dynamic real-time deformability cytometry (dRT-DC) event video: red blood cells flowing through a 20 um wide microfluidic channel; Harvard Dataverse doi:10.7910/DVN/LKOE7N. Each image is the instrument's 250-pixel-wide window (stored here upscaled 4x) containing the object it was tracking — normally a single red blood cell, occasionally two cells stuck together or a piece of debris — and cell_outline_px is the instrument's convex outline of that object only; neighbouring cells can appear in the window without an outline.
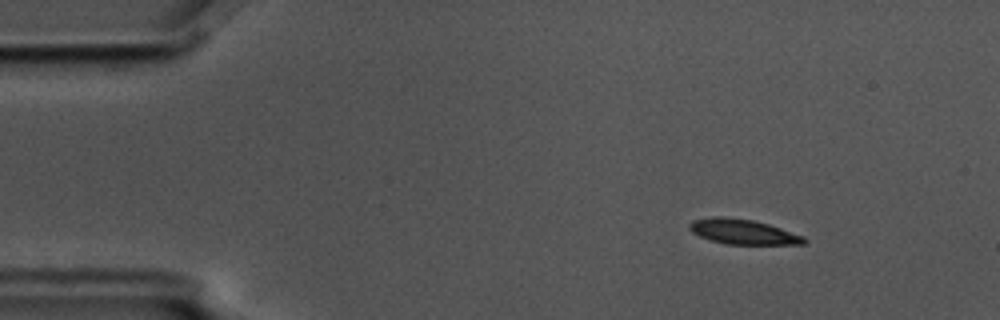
{"species": "common noctule bat (a hibernating species)", "species_latin": "Nyctalus noctula", "temperature_condition": "cold", "stored_images_in_passage": 51, "camera_frame_rate_fps": 3000, "um_per_image_px": 0.085, "animal": {"sex": "male", "body_mass_g": 17.5, "forearm_length_mm": 52.3}, "frame": {"image": 1, "passage_image": 2, "time_ms": 0.333, "image_size_px": [1000, 320], "cell_outline_px": [[808, 240], [804, 244], [724, 244], [700, 236], [692, 232], [688, 228], [688, 224], [692, 220], [712, 216], [724, 216], [752, 220], [768, 224], [804, 236]], "centroid_in_image_um": [63.13, 19.69], "position_along_channel_um": 21.9, "area_um2": 16.7}}
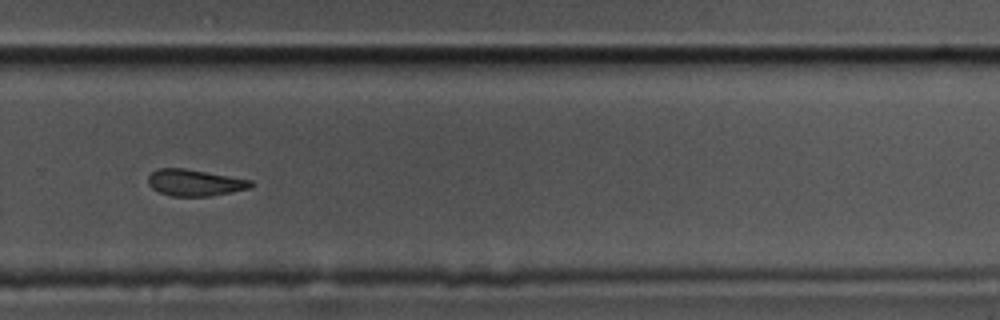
{"frame": {"image": 2, "passage_image": 33, "time_ms": 10.667, "image_size_px": [1000, 320], "cell_outline_px": [[256, 184], [252, 188], [212, 196], [172, 196], [160, 192], [152, 188], [148, 184], [148, 176], [152, 172], [160, 168], [184, 168], [252, 180]], "centroid_in_image_um": [16.6, 15.53], "position_along_channel_um": 313.2, "area_um2": 15.95}}
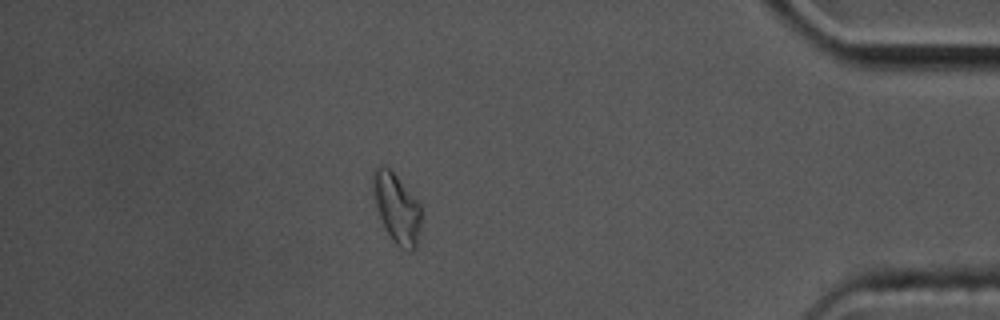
{"frame": {"image": 3, "passage_image": 44, "time_ms": 14.333, "image_size_px": [1000, 320], "cell_outline_px": [[420, 232], [416, 248], [412, 252], [408, 252], [400, 248], [392, 240], [384, 228], [376, 208], [372, 188], [372, 172], [380, 164], [388, 168], [396, 176], [420, 204]], "centroid_in_image_um": [33.7, 17.74], "position_along_channel_um": 401.5, "area_um2": 19.65}}